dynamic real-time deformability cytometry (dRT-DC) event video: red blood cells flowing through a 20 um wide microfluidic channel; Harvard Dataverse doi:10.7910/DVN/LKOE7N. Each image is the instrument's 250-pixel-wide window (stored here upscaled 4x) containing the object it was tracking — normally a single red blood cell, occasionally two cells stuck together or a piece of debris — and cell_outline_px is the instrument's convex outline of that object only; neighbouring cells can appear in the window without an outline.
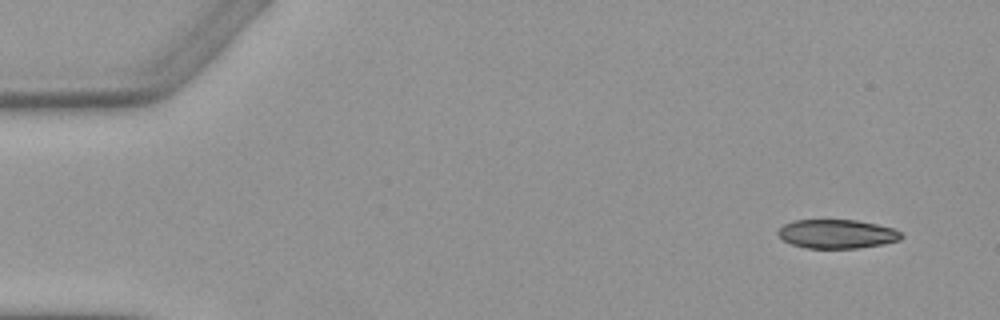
{"species": "Egyptian fruit bat (a non-hibernating species)", "species_latin": "Rousettus aegyptiacus", "temperature_condition": "warm", "stored_images_in_passage": 4, "camera_frame_rate_fps": 3000, "um_per_image_px": 0.085, "animal": {"sex": "female"}, "frame": {"image": 1, "passage_image": 1, "time_ms": 0.0, "image_size_px": [1000, 320], "cell_outline_px": [[904, 236], [900, 240], [884, 244], [860, 248], [804, 248], [792, 244], [784, 240], [776, 232], [784, 224], [792, 220], [856, 220], [876, 224], [892, 228], [900, 232]], "centroid_in_image_um": [71.15, 19.89], "position_along_channel_um": 13.9, "area_um2": 20.81}}
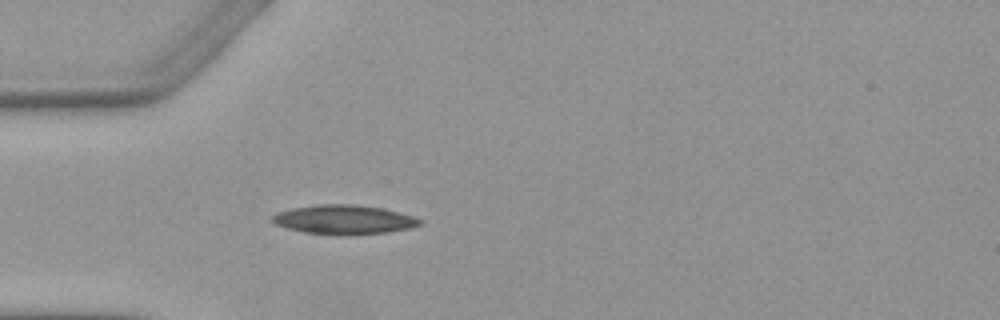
{"frame": {"image": 2, "passage_image": 4, "time_ms": 4.0, "image_size_px": [1000, 320], "cell_outline_px": [[424, 224], [412, 228], [388, 232], [304, 232], [288, 228], [276, 224], [272, 220], [272, 216], [280, 212], [292, 208], [316, 204], [352, 204], [384, 208], [412, 216], [424, 220]], "centroid_in_image_um": [29.3, 18.61], "position_along_channel_um": 55.7, "area_um2": 24.1}}